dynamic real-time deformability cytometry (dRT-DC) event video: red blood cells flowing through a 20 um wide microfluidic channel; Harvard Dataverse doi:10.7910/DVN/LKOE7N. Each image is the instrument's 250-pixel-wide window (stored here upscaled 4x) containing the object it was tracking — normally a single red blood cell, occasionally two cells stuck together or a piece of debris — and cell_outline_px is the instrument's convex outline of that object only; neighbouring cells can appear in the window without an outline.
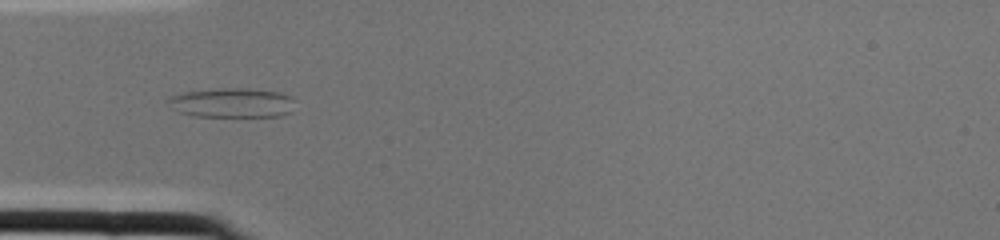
{"species": "common noctule bat (a hibernating species)", "species_latin": "Nyctalus noctula", "temperature_condition": "cold", "stored_images_in_passage": 1, "camera_frame_rate_fps": 3000, "um_per_image_px": 0.085, "animal": {"sex": "female", "body_mass_g": 22.0, "forearm_length_mm": 56.7}, "frame": {"image": 1, "passage_image": 1, "time_ms": 0.0, "image_size_px": [1000, 240], "cell_outline_px": [[292, 112], [280, 116], [196, 116], [176, 112], [164, 100], [168, 96], [184, 92], [220, 88], [248, 88], [280, 92], [292, 96]], "centroid_in_image_um": [19.67, 8.73], "position_along_channel_um": 65.3, "area_um2": 22.08}}